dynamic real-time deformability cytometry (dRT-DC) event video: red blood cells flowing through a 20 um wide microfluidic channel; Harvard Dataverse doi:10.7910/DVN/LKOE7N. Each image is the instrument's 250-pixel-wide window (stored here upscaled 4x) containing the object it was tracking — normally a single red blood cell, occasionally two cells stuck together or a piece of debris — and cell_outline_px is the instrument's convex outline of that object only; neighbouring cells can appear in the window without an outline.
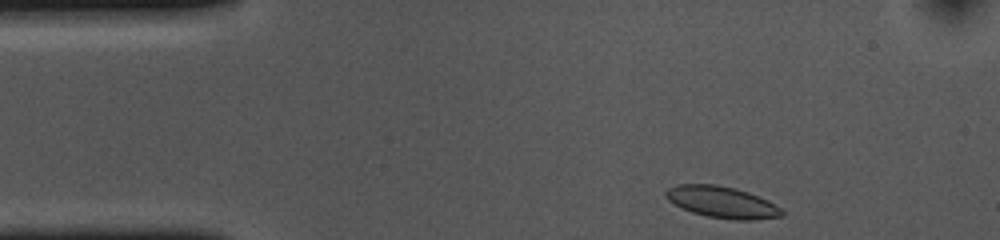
{"species": "common noctule bat (a hibernating species)", "species_latin": "Nyctalus noctula", "temperature_condition": "cold", "stored_images_in_passage": 37, "camera_frame_rate_fps": 3000, "um_per_image_px": 0.085, "animal": {"sex": "female", "body_mass_g": 10.0, "forearm_length_mm": 53.1}, "frame": {"image": 1, "passage_image": 1, "time_ms": 0.0, "image_size_px": [1000, 240], "cell_outline_px": [[784, 216], [756, 220], [736, 220], [708, 216], [692, 212], [668, 200], [664, 196], [664, 192], [668, 188], [676, 184], [716, 184], [736, 188], [748, 192], [768, 200], [780, 208], [784, 212]], "centroid_in_image_um": [61.38, 17.17], "position_along_channel_um": 23.6, "area_um2": 21.33}}
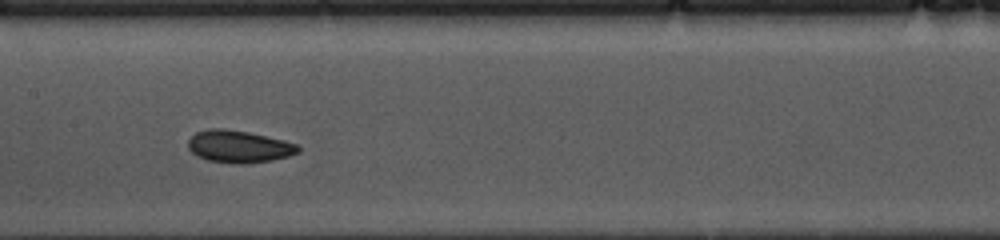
{"frame": {"image": 2, "passage_image": 19, "time_ms": 6.0, "image_size_px": [1000, 240], "cell_outline_px": [[300, 152], [288, 156], [272, 160], [248, 164], [232, 164], [208, 160], [196, 156], [188, 148], [188, 140], [196, 132], [208, 128], [224, 128], [248, 132], [284, 140], [296, 144], [300, 148]], "centroid_in_image_um": [20.29, 12.46], "position_along_channel_um": 187.1, "area_um2": 20.87}}
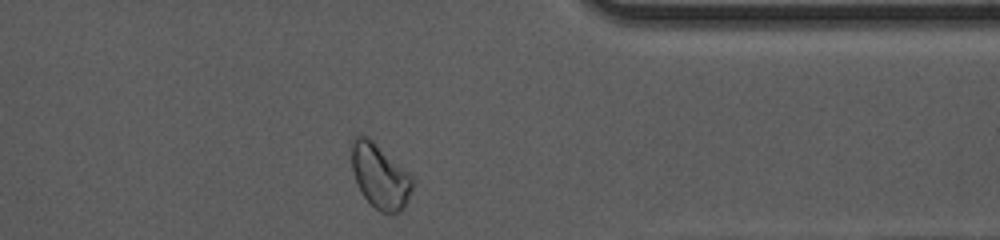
{"frame": {"image": 3, "passage_image": 36, "time_ms": 11.667, "image_size_px": [1000, 240], "cell_outline_px": [[412, 188], [408, 200], [404, 208], [400, 212], [380, 212], [360, 192], [356, 184], [352, 168], [348, 144], [352, 136], [356, 132], [360, 132], [368, 136], [408, 172], [412, 176]], "centroid_in_image_um": [32.21, 14.88], "position_along_channel_um": 379.2, "area_um2": 23.41}, "authors_computed_cell_mechanics": {"area_um2": 20.519, "velocity_mm_per_s": 3.6213, "shape_relaxation_time_tau1_ms": 2.6572, "shape_relaxation_time_tau2_ms": 6.0404, "deformation_change_tau1": 0.0702, "deformation_change_tau2": 0.0812}}